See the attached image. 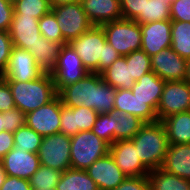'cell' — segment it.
I'll use <instances>...</instances> for the list:
<instances>
[{
    "instance_id": "cell-1",
    "label": "cell",
    "mask_w": 190,
    "mask_h": 190,
    "mask_svg": "<svg viewBox=\"0 0 190 190\" xmlns=\"http://www.w3.org/2000/svg\"><path fill=\"white\" fill-rule=\"evenodd\" d=\"M116 89L101 74L88 73L83 79L63 87L59 92L62 104L75 108L85 106L98 114L114 112Z\"/></svg>"
},
{
    "instance_id": "cell-2",
    "label": "cell",
    "mask_w": 190,
    "mask_h": 190,
    "mask_svg": "<svg viewBox=\"0 0 190 190\" xmlns=\"http://www.w3.org/2000/svg\"><path fill=\"white\" fill-rule=\"evenodd\" d=\"M131 140L142 164L149 171L162 167L169 142L161 121L145 123Z\"/></svg>"
},
{
    "instance_id": "cell-3",
    "label": "cell",
    "mask_w": 190,
    "mask_h": 190,
    "mask_svg": "<svg viewBox=\"0 0 190 190\" xmlns=\"http://www.w3.org/2000/svg\"><path fill=\"white\" fill-rule=\"evenodd\" d=\"M12 92L15 106L25 115L46 105L57 96L51 74L44 73L31 81H7Z\"/></svg>"
},
{
    "instance_id": "cell-4",
    "label": "cell",
    "mask_w": 190,
    "mask_h": 190,
    "mask_svg": "<svg viewBox=\"0 0 190 190\" xmlns=\"http://www.w3.org/2000/svg\"><path fill=\"white\" fill-rule=\"evenodd\" d=\"M72 169L87 170L96 160L109 153V145L91 130L71 136Z\"/></svg>"
},
{
    "instance_id": "cell-5",
    "label": "cell",
    "mask_w": 190,
    "mask_h": 190,
    "mask_svg": "<svg viewBox=\"0 0 190 190\" xmlns=\"http://www.w3.org/2000/svg\"><path fill=\"white\" fill-rule=\"evenodd\" d=\"M106 41L121 55L141 50L142 31L134 20L119 19L101 25Z\"/></svg>"
},
{
    "instance_id": "cell-6",
    "label": "cell",
    "mask_w": 190,
    "mask_h": 190,
    "mask_svg": "<svg viewBox=\"0 0 190 190\" xmlns=\"http://www.w3.org/2000/svg\"><path fill=\"white\" fill-rule=\"evenodd\" d=\"M71 137L62 132L45 136L38 151L40 164L64 172L71 168Z\"/></svg>"
},
{
    "instance_id": "cell-7",
    "label": "cell",
    "mask_w": 190,
    "mask_h": 190,
    "mask_svg": "<svg viewBox=\"0 0 190 190\" xmlns=\"http://www.w3.org/2000/svg\"><path fill=\"white\" fill-rule=\"evenodd\" d=\"M64 40L69 43L94 25L83 10L81 1L51 8Z\"/></svg>"
},
{
    "instance_id": "cell-8",
    "label": "cell",
    "mask_w": 190,
    "mask_h": 190,
    "mask_svg": "<svg viewBox=\"0 0 190 190\" xmlns=\"http://www.w3.org/2000/svg\"><path fill=\"white\" fill-rule=\"evenodd\" d=\"M106 37L102 26L94 25L78 38L72 39L69 44L82 60L83 66L90 73L98 74L99 59H102L103 46Z\"/></svg>"
},
{
    "instance_id": "cell-9",
    "label": "cell",
    "mask_w": 190,
    "mask_h": 190,
    "mask_svg": "<svg viewBox=\"0 0 190 190\" xmlns=\"http://www.w3.org/2000/svg\"><path fill=\"white\" fill-rule=\"evenodd\" d=\"M90 73L82 63L81 58L67 43L61 48L56 61V67L51 73L57 93L65 86L83 79Z\"/></svg>"
},
{
    "instance_id": "cell-10",
    "label": "cell",
    "mask_w": 190,
    "mask_h": 190,
    "mask_svg": "<svg viewBox=\"0 0 190 190\" xmlns=\"http://www.w3.org/2000/svg\"><path fill=\"white\" fill-rule=\"evenodd\" d=\"M190 110V84L185 80L165 82L156 110L158 121Z\"/></svg>"
},
{
    "instance_id": "cell-11",
    "label": "cell",
    "mask_w": 190,
    "mask_h": 190,
    "mask_svg": "<svg viewBox=\"0 0 190 190\" xmlns=\"http://www.w3.org/2000/svg\"><path fill=\"white\" fill-rule=\"evenodd\" d=\"M62 101L57 95L46 105L25 115V124L42 137L60 132Z\"/></svg>"
},
{
    "instance_id": "cell-12",
    "label": "cell",
    "mask_w": 190,
    "mask_h": 190,
    "mask_svg": "<svg viewBox=\"0 0 190 190\" xmlns=\"http://www.w3.org/2000/svg\"><path fill=\"white\" fill-rule=\"evenodd\" d=\"M43 74L28 50L13 46L7 68L1 77L6 81L22 82L36 80Z\"/></svg>"
},
{
    "instance_id": "cell-13",
    "label": "cell",
    "mask_w": 190,
    "mask_h": 190,
    "mask_svg": "<svg viewBox=\"0 0 190 190\" xmlns=\"http://www.w3.org/2000/svg\"><path fill=\"white\" fill-rule=\"evenodd\" d=\"M152 71L165 82L184 80L187 60L178 55L171 47L164 48L150 57Z\"/></svg>"
},
{
    "instance_id": "cell-14",
    "label": "cell",
    "mask_w": 190,
    "mask_h": 190,
    "mask_svg": "<svg viewBox=\"0 0 190 190\" xmlns=\"http://www.w3.org/2000/svg\"><path fill=\"white\" fill-rule=\"evenodd\" d=\"M109 153L126 177L147 176L150 172L142 164L131 139L115 141L109 146Z\"/></svg>"
},
{
    "instance_id": "cell-15",
    "label": "cell",
    "mask_w": 190,
    "mask_h": 190,
    "mask_svg": "<svg viewBox=\"0 0 190 190\" xmlns=\"http://www.w3.org/2000/svg\"><path fill=\"white\" fill-rule=\"evenodd\" d=\"M86 172L99 190H114L127 178L110 153L96 160Z\"/></svg>"
},
{
    "instance_id": "cell-16",
    "label": "cell",
    "mask_w": 190,
    "mask_h": 190,
    "mask_svg": "<svg viewBox=\"0 0 190 190\" xmlns=\"http://www.w3.org/2000/svg\"><path fill=\"white\" fill-rule=\"evenodd\" d=\"M142 31L141 50L149 57L164 48L171 47V20L140 24Z\"/></svg>"
},
{
    "instance_id": "cell-17",
    "label": "cell",
    "mask_w": 190,
    "mask_h": 190,
    "mask_svg": "<svg viewBox=\"0 0 190 190\" xmlns=\"http://www.w3.org/2000/svg\"><path fill=\"white\" fill-rule=\"evenodd\" d=\"M98 115L85 106L70 108L62 104L60 132L71 137L78 132L92 130Z\"/></svg>"
},
{
    "instance_id": "cell-18",
    "label": "cell",
    "mask_w": 190,
    "mask_h": 190,
    "mask_svg": "<svg viewBox=\"0 0 190 190\" xmlns=\"http://www.w3.org/2000/svg\"><path fill=\"white\" fill-rule=\"evenodd\" d=\"M39 19L24 15H16L13 12L12 22L9 28V35L13 46L29 50L42 37L39 26Z\"/></svg>"
},
{
    "instance_id": "cell-19",
    "label": "cell",
    "mask_w": 190,
    "mask_h": 190,
    "mask_svg": "<svg viewBox=\"0 0 190 190\" xmlns=\"http://www.w3.org/2000/svg\"><path fill=\"white\" fill-rule=\"evenodd\" d=\"M1 160L8 176L27 180H30L41 165L38 154L22 152L17 148H13Z\"/></svg>"
},
{
    "instance_id": "cell-20",
    "label": "cell",
    "mask_w": 190,
    "mask_h": 190,
    "mask_svg": "<svg viewBox=\"0 0 190 190\" xmlns=\"http://www.w3.org/2000/svg\"><path fill=\"white\" fill-rule=\"evenodd\" d=\"M114 112H124L139 117L145 123L157 122L156 112L144 101L137 98L131 89H117Z\"/></svg>"
},
{
    "instance_id": "cell-21",
    "label": "cell",
    "mask_w": 190,
    "mask_h": 190,
    "mask_svg": "<svg viewBox=\"0 0 190 190\" xmlns=\"http://www.w3.org/2000/svg\"><path fill=\"white\" fill-rule=\"evenodd\" d=\"M83 10L93 23L101 26L104 23L122 19L120 0H80Z\"/></svg>"
},
{
    "instance_id": "cell-22",
    "label": "cell",
    "mask_w": 190,
    "mask_h": 190,
    "mask_svg": "<svg viewBox=\"0 0 190 190\" xmlns=\"http://www.w3.org/2000/svg\"><path fill=\"white\" fill-rule=\"evenodd\" d=\"M164 84L165 81L151 71L138 79L131 90L137 98L144 101L156 112Z\"/></svg>"
},
{
    "instance_id": "cell-23",
    "label": "cell",
    "mask_w": 190,
    "mask_h": 190,
    "mask_svg": "<svg viewBox=\"0 0 190 190\" xmlns=\"http://www.w3.org/2000/svg\"><path fill=\"white\" fill-rule=\"evenodd\" d=\"M161 168L190 181V144L169 145Z\"/></svg>"
},
{
    "instance_id": "cell-24",
    "label": "cell",
    "mask_w": 190,
    "mask_h": 190,
    "mask_svg": "<svg viewBox=\"0 0 190 190\" xmlns=\"http://www.w3.org/2000/svg\"><path fill=\"white\" fill-rule=\"evenodd\" d=\"M169 145L190 144V110L164 118Z\"/></svg>"
},
{
    "instance_id": "cell-25",
    "label": "cell",
    "mask_w": 190,
    "mask_h": 190,
    "mask_svg": "<svg viewBox=\"0 0 190 190\" xmlns=\"http://www.w3.org/2000/svg\"><path fill=\"white\" fill-rule=\"evenodd\" d=\"M62 46V43L51 42L45 37H41L28 51L33 55L36 65L44 73L51 74L56 67V61Z\"/></svg>"
},
{
    "instance_id": "cell-26",
    "label": "cell",
    "mask_w": 190,
    "mask_h": 190,
    "mask_svg": "<svg viewBox=\"0 0 190 190\" xmlns=\"http://www.w3.org/2000/svg\"><path fill=\"white\" fill-rule=\"evenodd\" d=\"M102 79L110 86L117 89H132L136 82L130 76L129 65H127L125 56H119L109 68L101 73Z\"/></svg>"
},
{
    "instance_id": "cell-27",
    "label": "cell",
    "mask_w": 190,
    "mask_h": 190,
    "mask_svg": "<svg viewBox=\"0 0 190 190\" xmlns=\"http://www.w3.org/2000/svg\"><path fill=\"white\" fill-rule=\"evenodd\" d=\"M145 124L139 117L124 112H112L114 142L132 139Z\"/></svg>"
},
{
    "instance_id": "cell-28",
    "label": "cell",
    "mask_w": 190,
    "mask_h": 190,
    "mask_svg": "<svg viewBox=\"0 0 190 190\" xmlns=\"http://www.w3.org/2000/svg\"><path fill=\"white\" fill-rule=\"evenodd\" d=\"M56 190H99L86 170L68 169L62 172Z\"/></svg>"
},
{
    "instance_id": "cell-29",
    "label": "cell",
    "mask_w": 190,
    "mask_h": 190,
    "mask_svg": "<svg viewBox=\"0 0 190 190\" xmlns=\"http://www.w3.org/2000/svg\"><path fill=\"white\" fill-rule=\"evenodd\" d=\"M150 190H190V181L165 172L162 168L151 170L148 175Z\"/></svg>"
},
{
    "instance_id": "cell-30",
    "label": "cell",
    "mask_w": 190,
    "mask_h": 190,
    "mask_svg": "<svg viewBox=\"0 0 190 190\" xmlns=\"http://www.w3.org/2000/svg\"><path fill=\"white\" fill-rule=\"evenodd\" d=\"M171 48L182 58L190 59V22L171 20Z\"/></svg>"
},
{
    "instance_id": "cell-31",
    "label": "cell",
    "mask_w": 190,
    "mask_h": 190,
    "mask_svg": "<svg viewBox=\"0 0 190 190\" xmlns=\"http://www.w3.org/2000/svg\"><path fill=\"white\" fill-rule=\"evenodd\" d=\"M14 148L38 154L43 137L26 124L13 133Z\"/></svg>"
},
{
    "instance_id": "cell-32",
    "label": "cell",
    "mask_w": 190,
    "mask_h": 190,
    "mask_svg": "<svg viewBox=\"0 0 190 190\" xmlns=\"http://www.w3.org/2000/svg\"><path fill=\"white\" fill-rule=\"evenodd\" d=\"M171 2L166 0H147L144 6L143 24L171 20Z\"/></svg>"
},
{
    "instance_id": "cell-33",
    "label": "cell",
    "mask_w": 190,
    "mask_h": 190,
    "mask_svg": "<svg viewBox=\"0 0 190 190\" xmlns=\"http://www.w3.org/2000/svg\"><path fill=\"white\" fill-rule=\"evenodd\" d=\"M51 10L49 0H17L14 13L40 19Z\"/></svg>"
},
{
    "instance_id": "cell-34",
    "label": "cell",
    "mask_w": 190,
    "mask_h": 190,
    "mask_svg": "<svg viewBox=\"0 0 190 190\" xmlns=\"http://www.w3.org/2000/svg\"><path fill=\"white\" fill-rule=\"evenodd\" d=\"M62 172L54 168L40 165L38 170L30 178L32 189H50L55 188L60 180Z\"/></svg>"
},
{
    "instance_id": "cell-35",
    "label": "cell",
    "mask_w": 190,
    "mask_h": 190,
    "mask_svg": "<svg viewBox=\"0 0 190 190\" xmlns=\"http://www.w3.org/2000/svg\"><path fill=\"white\" fill-rule=\"evenodd\" d=\"M125 59L129 65L130 76L135 81L152 71L150 57L143 50L133 51L125 55Z\"/></svg>"
},
{
    "instance_id": "cell-36",
    "label": "cell",
    "mask_w": 190,
    "mask_h": 190,
    "mask_svg": "<svg viewBox=\"0 0 190 190\" xmlns=\"http://www.w3.org/2000/svg\"><path fill=\"white\" fill-rule=\"evenodd\" d=\"M38 26L42 37L48 41L67 44L62 36L55 14L51 10L39 19Z\"/></svg>"
},
{
    "instance_id": "cell-37",
    "label": "cell",
    "mask_w": 190,
    "mask_h": 190,
    "mask_svg": "<svg viewBox=\"0 0 190 190\" xmlns=\"http://www.w3.org/2000/svg\"><path fill=\"white\" fill-rule=\"evenodd\" d=\"M91 131L111 146L114 143L112 112L99 114Z\"/></svg>"
},
{
    "instance_id": "cell-38",
    "label": "cell",
    "mask_w": 190,
    "mask_h": 190,
    "mask_svg": "<svg viewBox=\"0 0 190 190\" xmlns=\"http://www.w3.org/2000/svg\"><path fill=\"white\" fill-rule=\"evenodd\" d=\"M147 0H120L123 19L143 24L144 6Z\"/></svg>"
},
{
    "instance_id": "cell-39",
    "label": "cell",
    "mask_w": 190,
    "mask_h": 190,
    "mask_svg": "<svg viewBox=\"0 0 190 190\" xmlns=\"http://www.w3.org/2000/svg\"><path fill=\"white\" fill-rule=\"evenodd\" d=\"M2 113L4 114L5 131L14 133L25 125V114L17 107Z\"/></svg>"
},
{
    "instance_id": "cell-40",
    "label": "cell",
    "mask_w": 190,
    "mask_h": 190,
    "mask_svg": "<svg viewBox=\"0 0 190 190\" xmlns=\"http://www.w3.org/2000/svg\"><path fill=\"white\" fill-rule=\"evenodd\" d=\"M170 15L171 20L190 22V0H173Z\"/></svg>"
},
{
    "instance_id": "cell-41",
    "label": "cell",
    "mask_w": 190,
    "mask_h": 190,
    "mask_svg": "<svg viewBox=\"0 0 190 190\" xmlns=\"http://www.w3.org/2000/svg\"><path fill=\"white\" fill-rule=\"evenodd\" d=\"M13 43L8 31H0V76L7 68Z\"/></svg>"
},
{
    "instance_id": "cell-42",
    "label": "cell",
    "mask_w": 190,
    "mask_h": 190,
    "mask_svg": "<svg viewBox=\"0 0 190 190\" xmlns=\"http://www.w3.org/2000/svg\"><path fill=\"white\" fill-rule=\"evenodd\" d=\"M15 107L9 84L0 76V112H7Z\"/></svg>"
},
{
    "instance_id": "cell-43",
    "label": "cell",
    "mask_w": 190,
    "mask_h": 190,
    "mask_svg": "<svg viewBox=\"0 0 190 190\" xmlns=\"http://www.w3.org/2000/svg\"><path fill=\"white\" fill-rule=\"evenodd\" d=\"M114 190H150L149 179L147 176L127 177Z\"/></svg>"
},
{
    "instance_id": "cell-44",
    "label": "cell",
    "mask_w": 190,
    "mask_h": 190,
    "mask_svg": "<svg viewBox=\"0 0 190 190\" xmlns=\"http://www.w3.org/2000/svg\"><path fill=\"white\" fill-rule=\"evenodd\" d=\"M121 56L108 42L103 46L102 59H99L98 74H101L111 64Z\"/></svg>"
},
{
    "instance_id": "cell-45",
    "label": "cell",
    "mask_w": 190,
    "mask_h": 190,
    "mask_svg": "<svg viewBox=\"0 0 190 190\" xmlns=\"http://www.w3.org/2000/svg\"><path fill=\"white\" fill-rule=\"evenodd\" d=\"M14 12V5L0 0V31H9Z\"/></svg>"
},
{
    "instance_id": "cell-46",
    "label": "cell",
    "mask_w": 190,
    "mask_h": 190,
    "mask_svg": "<svg viewBox=\"0 0 190 190\" xmlns=\"http://www.w3.org/2000/svg\"><path fill=\"white\" fill-rule=\"evenodd\" d=\"M0 190H33L30 185V180L20 179L18 177H6Z\"/></svg>"
},
{
    "instance_id": "cell-47",
    "label": "cell",
    "mask_w": 190,
    "mask_h": 190,
    "mask_svg": "<svg viewBox=\"0 0 190 190\" xmlns=\"http://www.w3.org/2000/svg\"><path fill=\"white\" fill-rule=\"evenodd\" d=\"M13 133L2 131L0 133V160L14 148Z\"/></svg>"
},
{
    "instance_id": "cell-48",
    "label": "cell",
    "mask_w": 190,
    "mask_h": 190,
    "mask_svg": "<svg viewBox=\"0 0 190 190\" xmlns=\"http://www.w3.org/2000/svg\"><path fill=\"white\" fill-rule=\"evenodd\" d=\"M77 1H80V0H49V4H50V7L53 8L56 6L70 4Z\"/></svg>"
},
{
    "instance_id": "cell-49",
    "label": "cell",
    "mask_w": 190,
    "mask_h": 190,
    "mask_svg": "<svg viewBox=\"0 0 190 190\" xmlns=\"http://www.w3.org/2000/svg\"><path fill=\"white\" fill-rule=\"evenodd\" d=\"M7 177L6 171L4 169L2 160H0V188L2 187L3 183L5 182Z\"/></svg>"
},
{
    "instance_id": "cell-50",
    "label": "cell",
    "mask_w": 190,
    "mask_h": 190,
    "mask_svg": "<svg viewBox=\"0 0 190 190\" xmlns=\"http://www.w3.org/2000/svg\"><path fill=\"white\" fill-rule=\"evenodd\" d=\"M184 80L190 84V59L187 60V70Z\"/></svg>"
},
{
    "instance_id": "cell-51",
    "label": "cell",
    "mask_w": 190,
    "mask_h": 190,
    "mask_svg": "<svg viewBox=\"0 0 190 190\" xmlns=\"http://www.w3.org/2000/svg\"><path fill=\"white\" fill-rule=\"evenodd\" d=\"M5 131L4 114L0 112V133Z\"/></svg>"
},
{
    "instance_id": "cell-52",
    "label": "cell",
    "mask_w": 190,
    "mask_h": 190,
    "mask_svg": "<svg viewBox=\"0 0 190 190\" xmlns=\"http://www.w3.org/2000/svg\"><path fill=\"white\" fill-rule=\"evenodd\" d=\"M5 1L12 5H14L17 2V0H5Z\"/></svg>"
},
{
    "instance_id": "cell-53",
    "label": "cell",
    "mask_w": 190,
    "mask_h": 190,
    "mask_svg": "<svg viewBox=\"0 0 190 190\" xmlns=\"http://www.w3.org/2000/svg\"><path fill=\"white\" fill-rule=\"evenodd\" d=\"M33 190H45V189L41 188V189H33ZM46 190H56V189L55 188H50V189H46Z\"/></svg>"
}]
</instances>
